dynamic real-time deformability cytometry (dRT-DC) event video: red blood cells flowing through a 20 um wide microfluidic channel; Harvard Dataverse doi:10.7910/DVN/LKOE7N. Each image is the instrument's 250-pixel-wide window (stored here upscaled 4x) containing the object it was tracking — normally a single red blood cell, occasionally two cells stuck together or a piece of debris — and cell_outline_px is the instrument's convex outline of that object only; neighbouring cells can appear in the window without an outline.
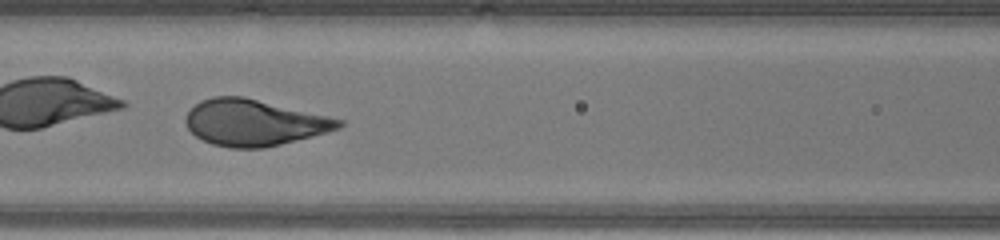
{"species": "human", "species_latin": "Homo sapiens", "temperature_condition": "warm", "stored_images_in_passage": 44, "camera_frame_rate_fps": 3000, "um_per_image_px": 0.085, "donor": {"sex": "male"}, "frame": {"image": 1, "passage_image": 19, "time_ms": 6.0, "image_size_px": [1000, 240], "cell_outline_px": [[344, 124], [340, 128], [312, 136], [264, 148], [228, 148], [212, 144], [196, 136], [188, 128], [184, 120], [188, 112], [200, 100], [212, 96], [244, 96], [328, 116], [344, 120]], "centroid_in_image_um": [21.58, 10.41], "position_along_channel_um": 145.0, "area_um2": 41.15}, "authors_computed_cell_mechanics": {"area_um2": 41.7605, "velocity_mm_per_s": 4.3879, "shape_relaxation_time_tau1_ms": 2.4877, "shape_relaxation_time_tau2_ms": null, "deformation_change_tau1": 0.2112, "deformation_change_tau2": null}}